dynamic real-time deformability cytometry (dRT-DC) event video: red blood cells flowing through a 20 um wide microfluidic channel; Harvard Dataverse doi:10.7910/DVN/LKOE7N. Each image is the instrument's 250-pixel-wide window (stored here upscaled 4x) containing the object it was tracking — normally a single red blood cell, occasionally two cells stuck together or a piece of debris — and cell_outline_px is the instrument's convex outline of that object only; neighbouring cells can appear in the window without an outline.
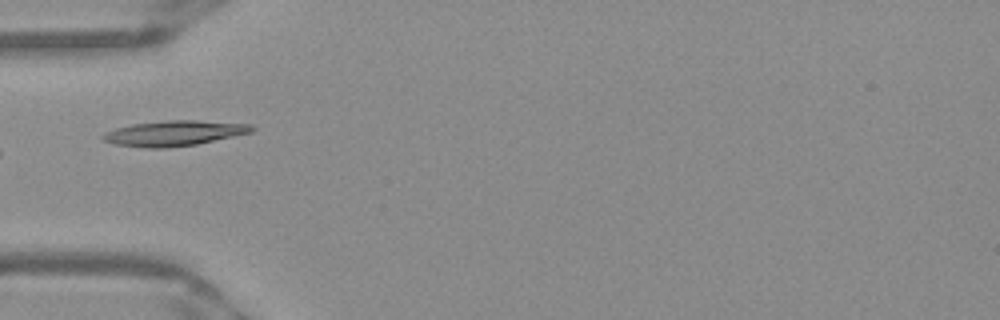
{"species": "Egyptian fruit bat (a non-hibernating species)", "species_latin": "Rousettus aegyptiacus", "temperature_condition": "warm", "stored_images_in_passage": 9, "camera_frame_rate_fps": 3000, "um_per_image_px": 0.085, "frame": {"image": 1, "passage_image": 1, "time_ms": 0.0, "image_size_px": [1000, 320], "cell_outline_px": [[256, 128], [252, 132], [196, 144], [164, 148], [144, 148], [116, 144], [104, 140], [100, 136], [104, 132], [116, 128], [132, 124], [168, 120], [196, 120], [252, 124]], "centroid_in_image_um": [14.8, 11.32], "position_along_channel_um": 70.2, "area_um2": 21.85}}